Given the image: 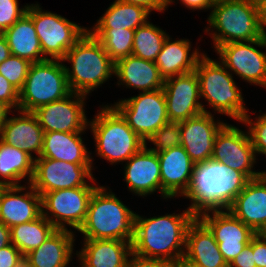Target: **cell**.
I'll list each match as a JSON object with an SVG mask.
<instances>
[{"label": "cell", "mask_w": 266, "mask_h": 267, "mask_svg": "<svg viewBox=\"0 0 266 267\" xmlns=\"http://www.w3.org/2000/svg\"><path fill=\"white\" fill-rule=\"evenodd\" d=\"M87 95L71 92L66 97L43 105L32 113L44 132H85L89 121L84 104Z\"/></svg>", "instance_id": "obj_16"}, {"label": "cell", "mask_w": 266, "mask_h": 267, "mask_svg": "<svg viewBox=\"0 0 266 267\" xmlns=\"http://www.w3.org/2000/svg\"><path fill=\"white\" fill-rule=\"evenodd\" d=\"M17 113L20 116L9 118L7 116L0 128V139L6 144L20 148L36 159L32 153L34 152L40 157L43 149V128L32 112L18 110Z\"/></svg>", "instance_id": "obj_24"}, {"label": "cell", "mask_w": 266, "mask_h": 267, "mask_svg": "<svg viewBox=\"0 0 266 267\" xmlns=\"http://www.w3.org/2000/svg\"><path fill=\"white\" fill-rule=\"evenodd\" d=\"M77 251L81 267H127L132 252L131 241L114 239H84Z\"/></svg>", "instance_id": "obj_25"}, {"label": "cell", "mask_w": 266, "mask_h": 267, "mask_svg": "<svg viewBox=\"0 0 266 267\" xmlns=\"http://www.w3.org/2000/svg\"><path fill=\"white\" fill-rule=\"evenodd\" d=\"M97 187L80 186L44 193L41 196L42 215L56 229L66 230L67 224L78 231L85 221L89 200Z\"/></svg>", "instance_id": "obj_11"}, {"label": "cell", "mask_w": 266, "mask_h": 267, "mask_svg": "<svg viewBox=\"0 0 266 267\" xmlns=\"http://www.w3.org/2000/svg\"><path fill=\"white\" fill-rule=\"evenodd\" d=\"M73 231L56 229L36 249L24 256V267H67L74 250Z\"/></svg>", "instance_id": "obj_26"}, {"label": "cell", "mask_w": 266, "mask_h": 267, "mask_svg": "<svg viewBox=\"0 0 266 267\" xmlns=\"http://www.w3.org/2000/svg\"><path fill=\"white\" fill-rule=\"evenodd\" d=\"M167 37L166 31L147 21L134 31L131 55L155 62Z\"/></svg>", "instance_id": "obj_34"}, {"label": "cell", "mask_w": 266, "mask_h": 267, "mask_svg": "<svg viewBox=\"0 0 266 267\" xmlns=\"http://www.w3.org/2000/svg\"><path fill=\"white\" fill-rule=\"evenodd\" d=\"M139 93L135 97L120 100L113 104V107L131 129L147 143L152 134L170 121L163 89Z\"/></svg>", "instance_id": "obj_10"}, {"label": "cell", "mask_w": 266, "mask_h": 267, "mask_svg": "<svg viewBox=\"0 0 266 267\" xmlns=\"http://www.w3.org/2000/svg\"><path fill=\"white\" fill-rule=\"evenodd\" d=\"M92 165H80L50 158L34 159V174L31 186L42 196L46 192L70 189L80 186H94L89 184L96 181L92 175ZM86 178H88L86 180Z\"/></svg>", "instance_id": "obj_13"}, {"label": "cell", "mask_w": 266, "mask_h": 267, "mask_svg": "<svg viewBox=\"0 0 266 267\" xmlns=\"http://www.w3.org/2000/svg\"><path fill=\"white\" fill-rule=\"evenodd\" d=\"M248 181L242 172L211 158L195 164L191 184L184 197L191 199L188 208L196 215L206 210H225Z\"/></svg>", "instance_id": "obj_2"}, {"label": "cell", "mask_w": 266, "mask_h": 267, "mask_svg": "<svg viewBox=\"0 0 266 267\" xmlns=\"http://www.w3.org/2000/svg\"><path fill=\"white\" fill-rule=\"evenodd\" d=\"M127 267H176V265L166 260L143 257L131 252Z\"/></svg>", "instance_id": "obj_42"}, {"label": "cell", "mask_w": 266, "mask_h": 267, "mask_svg": "<svg viewBox=\"0 0 266 267\" xmlns=\"http://www.w3.org/2000/svg\"><path fill=\"white\" fill-rule=\"evenodd\" d=\"M197 215L189 208L181 214L144 218L135 215L132 252L148 258H159L181 264L189 225Z\"/></svg>", "instance_id": "obj_1"}, {"label": "cell", "mask_w": 266, "mask_h": 267, "mask_svg": "<svg viewBox=\"0 0 266 267\" xmlns=\"http://www.w3.org/2000/svg\"><path fill=\"white\" fill-rule=\"evenodd\" d=\"M28 4L19 8L18 0H0V33L12 27L24 14Z\"/></svg>", "instance_id": "obj_39"}, {"label": "cell", "mask_w": 266, "mask_h": 267, "mask_svg": "<svg viewBox=\"0 0 266 267\" xmlns=\"http://www.w3.org/2000/svg\"><path fill=\"white\" fill-rule=\"evenodd\" d=\"M145 8L150 13L152 11L163 12L168 8L167 0H117Z\"/></svg>", "instance_id": "obj_45"}, {"label": "cell", "mask_w": 266, "mask_h": 267, "mask_svg": "<svg viewBox=\"0 0 266 267\" xmlns=\"http://www.w3.org/2000/svg\"><path fill=\"white\" fill-rule=\"evenodd\" d=\"M10 111L12 112V110L6 104L0 101V128L6 121L7 115L10 113Z\"/></svg>", "instance_id": "obj_49"}, {"label": "cell", "mask_w": 266, "mask_h": 267, "mask_svg": "<svg viewBox=\"0 0 266 267\" xmlns=\"http://www.w3.org/2000/svg\"><path fill=\"white\" fill-rule=\"evenodd\" d=\"M84 132H44L43 149L40 157L62 160L80 165H92V157L83 144Z\"/></svg>", "instance_id": "obj_28"}, {"label": "cell", "mask_w": 266, "mask_h": 267, "mask_svg": "<svg viewBox=\"0 0 266 267\" xmlns=\"http://www.w3.org/2000/svg\"><path fill=\"white\" fill-rule=\"evenodd\" d=\"M161 195L164 199L184 196L190 187L195 164L182 146L157 153Z\"/></svg>", "instance_id": "obj_19"}, {"label": "cell", "mask_w": 266, "mask_h": 267, "mask_svg": "<svg viewBox=\"0 0 266 267\" xmlns=\"http://www.w3.org/2000/svg\"><path fill=\"white\" fill-rule=\"evenodd\" d=\"M165 39L155 64L165 79L195 71L198 60L204 55L195 49L191 54V43L188 39L172 41Z\"/></svg>", "instance_id": "obj_29"}, {"label": "cell", "mask_w": 266, "mask_h": 267, "mask_svg": "<svg viewBox=\"0 0 266 267\" xmlns=\"http://www.w3.org/2000/svg\"><path fill=\"white\" fill-rule=\"evenodd\" d=\"M227 209L255 233H260L266 226V172L250 179Z\"/></svg>", "instance_id": "obj_23"}, {"label": "cell", "mask_w": 266, "mask_h": 267, "mask_svg": "<svg viewBox=\"0 0 266 267\" xmlns=\"http://www.w3.org/2000/svg\"><path fill=\"white\" fill-rule=\"evenodd\" d=\"M228 267H256L253 255V237L250 243L231 261Z\"/></svg>", "instance_id": "obj_43"}, {"label": "cell", "mask_w": 266, "mask_h": 267, "mask_svg": "<svg viewBox=\"0 0 266 267\" xmlns=\"http://www.w3.org/2000/svg\"><path fill=\"white\" fill-rule=\"evenodd\" d=\"M0 267H24V256L12 243L0 249Z\"/></svg>", "instance_id": "obj_41"}, {"label": "cell", "mask_w": 266, "mask_h": 267, "mask_svg": "<svg viewBox=\"0 0 266 267\" xmlns=\"http://www.w3.org/2000/svg\"><path fill=\"white\" fill-rule=\"evenodd\" d=\"M209 34L215 50L230 42L258 40L266 36L262 22L260 0H232L215 2L208 17ZM218 32V33H217Z\"/></svg>", "instance_id": "obj_3"}, {"label": "cell", "mask_w": 266, "mask_h": 267, "mask_svg": "<svg viewBox=\"0 0 266 267\" xmlns=\"http://www.w3.org/2000/svg\"><path fill=\"white\" fill-rule=\"evenodd\" d=\"M0 101L6 104L11 110L19 107V91L0 74Z\"/></svg>", "instance_id": "obj_40"}, {"label": "cell", "mask_w": 266, "mask_h": 267, "mask_svg": "<svg viewBox=\"0 0 266 267\" xmlns=\"http://www.w3.org/2000/svg\"><path fill=\"white\" fill-rule=\"evenodd\" d=\"M88 31L100 41L114 63L132 54L135 30L90 29Z\"/></svg>", "instance_id": "obj_35"}, {"label": "cell", "mask_w": 266, "mask_h": 267, "mask_svg": "<svg viewBox=\"0 0 266 267\" xmlns=\"http://www.w3.org/2000/svg\"><path fill=\"white\" fill-rule=\"evenodd\" d=\"M176 267H185V266L182 264H178V265H176Z\"/></svg>", "instance_id": "obj_54"}, {"label": "cell", "mask_w": 266, "mask_h": 267, "mask_svg": "<svg viewBox=\"0 0 266 267\" xmlns=\"http://www.w3.org/2000/svg\"><path fill=\"white\" fill-rule=\"evenodd\" d=\"M114 74L119 79L118 85L139 89L141 92L163 89L164 78L155 62L147 61L133 55L115 63Z\"/></svg>", "instance_id": "obj_27"}, {"label": "cell", "mask_w": 266, "mask_h": 267, "mask_svg": "<svg viewBox=\"0 0 266 267\" xmlns=\"http://www.w3.org/2000/svg\"><path fill=\"white\" fill-rule=\"evenodd\" d=\"M97 155L112 164L126 162L137 153L145 141L127 124L122 115L111 105H105L89 121Z\"/></svg>", "instance_id": "obj_6"}, {"label": "cell", "mask_w": 266, "mask_h": 267, "mask_svg": "<svg viewBox=\"0 0 266 267\" xmlns=\"http://www.w3.org/2000/svg\"><path fill=\"white\" fill-rule=\"evenodd\" d=\"M232 1V0H215V2Z\"/></svg>", "instance_id": "obj_53"}, {"label": "cell", "mask_w": 266, "mask_h": 267, "mask_svg": "<svg viewBox=\"0 0 266 267\" xmlns=\"http://www.w3.org/2000/svg\"><path fill=\"white\" fill-rule=\"evenodd\" d=\"M30 65L31 63L28 60L11 55L0 64V74L20 91L26 80Z\"/></svg>", "instance_id": "obj_36"}, {"label": "cell", "mask_w": 266, "mask_h": 267, "mask_svg": "<svg viewBox=\"0 0 266 267\" xmlns=\"http://www.w3.org/2000/svg\"><path fill=\"white\" fill-rule=\"evenodd\" d=\"M27 13L33 20L43 57L49 60H62L88 30L57 13L43 11L38 3L29 5Z\"/></svg>", "instance_id": "obj_9"}, {"label": "cell", "mask_w": 266, "mask_h": 267, "mask_svg": "<svg viewBox=\"0 0 266 267\" xmlns=\"http://www.w3.org/2000/svg\"><path fill=\"white\" fill-rule=\"evenodd\" d=\"M34 174V159L20 148L6 144L0 139V184L19 186L27 177L30 183Z\"/></svg>", "instance_id": "obj_31"}, {"label": "cell", "mask_w": 266, "mask_h": 267, "mask_svg": "<svg viewBox=\"0 0 266 267\" xmlns=\"http://www.w3.org/2000/svg\"><path fill=\"white\" fill-rule=\"evenodd\" d=\"M154 148H148L153 152H162L173 147L181 146V128L179 123L169 122L152 134L148 139Z\"/></svg>", "instance_id": "obj_37"}, {"label": "cell", "mask_w": 266, "mask_h": 267, "mask_svg": "<svg viewBox=\"0 0 266 267\" xmlns=\"http://www.w3.org/2000/svg\"><path fill=\"white\" fill-rule=\"evenodd\" d=\"M71 93L62 60L31 63L26 80L19 91L18 110L33 112Z\"/></svg>", "instance_id": "obj_8"}, {"label": "cell", "mask_w": 266, "mask_h": 267, "mask_svg": "<svg viewBox=\"0 0 266 267\" xmlns=\"http://www.w3.org/2000/svg\"><path fill=\"white\" fill-rule=\"evenodd\" d=\"M195 72L200 98L204 97L214 111L241 122L248 110L232 73L220 61L212 60L206 54L198 60Z\"/></svg>", "instance_id": "obj_7"}, {"label": "cell", "mask_w": 266, "mask_h": 267, "mask_svg": "<svg viewBox=\"0 0 266 267\" xmlns=\"http://www.w3.org/2000/svg\"><path fill=\"white\" fill-rule=\"evenodd\" d=\"M266 48V36L258 40L230 42L215 51L220 62L246 82L266 88V53L254 47Z\"/></svg>", "instance_id": "obj_12"}, {"label": "cell", "mask_w": 266, "mask_h": 267, "mask_svg": "<svg viewBox=\"0 0 266 267\" xmlns=\"http://www.w3.org/2000/svg\"><path fill=\"white\" fill-rule=\"evenodd\" d=\"M11 56V51L7 40L2 33H0V64Z\"/></svg>", "instance_id": "obj_48"}, {"label": "cell", "mask_w": 266, "mask_h": 267, "mask_svg": "<svg viewBox=\"0 0 266 267\" xmlns=\"http://www.w3.org/2000/svg\"><path fill=\"white\" fill-rule=\"evenodd\" d=\"M163 92L170 122L179 123L203 112L211 113L199 102V80L195 71L165 79Z\"/></svg>", "instance_id": "obj_17"}, {"label": "cell", "mask_w": 266, "mask_h": 267, "mask_svg": "<svg viewBox=\"0 0 266 267\" xmlns=\"http://www.w3.org/2000/svg\"><path fill=\"white\" fill-rule=\"evenodd\" d=\"M248 113L243 117L242 123L248 124V134L254 148L255 154L266 156V113L256 117L253 121Z\"/></svg>", "instance_id": "obj_38"}, {"label": "cell", "mask_w": 266, "mask_h": 267, "mask_svg": "<svg viewBox=\"0 0 266 267\" xmlns=\"http://www.w3.org/2000/svg\"><path fill=\"white\" fill-rule=\"evenodd\" d=\"M218 121V122H217ZM215 121L211 113H201L179 122L181 128V146L194 163L205 162L212 158L215 136L226 124Z\"/></svg>", "instance_id": "obj_18"}, {"label": "cell", "mask_w": 266, "mask_h": 267, "mask_svg": "<svg viewBox=\"0 0 266 267\" xmlns=\"http://www.w3.org/2000/svg\"><path fill=\"white\" fill-rule=\"evenodd\" d=\"M65 66L71 92L87 95L114 75L115 63L103 48L100 41L88 30L67 51L62 62ZM72 70V71H71Z\"/></svg>", "instance_id": "obj_5"}, {"label": "cell", "mask_w": 266, "mask_h": 267, "mask_svg": "<svg viewBox=\"0 0 266 267\" xmlns=\"http://www.w3.org/2000/svg\"><path fill=\"white\" fill-rule=\"evenodd\" d=\"M174 0H167V5L173 3ZM187 8L193 10L212 9L215 0H180Z\"/></svg>", "instance_id": "obj_46"}, {"label": "cell", "mask_w": 266, "mask_h": 267, "mask_svg": "<svg viewBox=\"0 0 266 267\" xmlns=\"http://www.w3.org/2000/svg\"><path fill=\"white\" fill-rule=\"evenodd\" d=\"M181 264L185 267H228L214 235L198 217L188 227Z\"/></svg>", "instance_id": "obj_21"}, {"label": "cell", "mask_w": 266, "mask_h": 267, "mask_svg": "<svg viewBox=\"0 0 266 267\" xmlns=\"http://www.w3.org/2000/svg\"><path fill=\"white\" fill-rule=\"evenodd\" d=\"M212 159L242 172L249 180L258 178L262 171H254L256 154L248 132L225 124L215 136Z\"/></svg>", "instance_id": "obj_14"}, {"label": "cell", "mask_w": 266, "mask_h": 267, "mask_svg": "<svg viewBox=\"0 0 266 267\" xmlns=\"http://www.w3.org/2000/svg\"><path fill=\"white\" fill-rule=\"evenodd\" d=\"M225 211L224 209L206 210L199 213L197 217L212 232L221 254L229 265L250 243L256 233L228 209ZM210 212L212 213L210 214Z\"/></svg>", "instance_id": "obj_15"}, {"label": "cell", "mask_w": 266, "mask_h": 267, "mask_svg": "<svg viewBox=\"0 0 266 267\" xmlns=\"http://www.w3.org/2000/svg\"><path fill=\"white\" fill-rule=\"evenodd\" d=\"M11 244L10 228L0 221V249Z\"/></svg>", "instance_id": "obj_47"}, {"label": "cell", "mask_w": 266, "mask_h": 267, "mask_svg": "<svg viewBox=\"0 0 266 267\" xmlns=\"http://www.w3.org/2000/svg\"><path fill=\"white\" fill-rule=\"evenodd\" d=\"M27 185L5 186L0 194V221L9 228L31 222L42 215L41 195L30 183ZM26 188L29 191L22 193Z\"/></svg>", "instance_id": "obj_20"}, {"label": "cell", "mask_w": 266, "mask_h": 267, "mask_svg": "<svg viewBox=\"0 0 266 267\" xmlns=\"http://www.w3.org/2000/svg\"><path fill=\"white\" fill-rule=\"evenodd\" d=\"M149 14L141 6L115 0L91 29L136 30L147 22Z\"/></svg>", "instance_id": "obj_32"}, {"label": "cell", "mask_w": 266, "mask_h": 267, "mask_svg": "<svg viewBox=\"0 0 266 267\" xmlns=\"http://www.w3.org/2000/svg\"><path fill=\"white\" fill-rule=\"evenodd\" d=\"M261 10H262V22L265 29L266 26V0H260Z\"/></svg>", "instance_id": "obj_50"}, {"label": "cell", "mask_w": 266, "mask_h": 267, "mask_svg": "<svg viewBox=\"0 0 266 267\" xmlns=\"http://www.w3.org/2000/svg\"><path fill=\"white\" fill-rule=\"evenodd\" d=\"M4 185L3 184H0V194H1V192H2V190L4 189Z\"/></svg>", "instance_id": "obj_52"}, {"label": "cell", "mask_w": 266, "mask_h": 267, "mask_svg": "<svg viewBox=\"0 0 266 267\" xmlns=\"http://www.w3.org/2000/svg\"><path fill=\"white\" fill-rule=\"evenodd\" d=\"M260 234L266 239V226L261 230Z\"/></svg>", "instance_id": "obj_51"}, {"label": "cell", "mask_w": 266, "mask_h": 267, "mask_svg": "<svg viewBox=\"0 0 266 267\" xmlns=\"http://www.w3.org/2000/svg\"><path fill=\"white\" fill-rule=\"evenodd\" d=\"M124 169L129 191L143 197L157 190L161 194L159 158L156 152L148 149L147 143L127 160Z\"/></svg>", "instance_id": "obj_22"}, {"label": "cell", "mask_w": 266, "mask_h": 267, "mask_svg": "<svg viewBox=\"0 0 266 267\" xmlns=\"http://www.w3.org/2000/svg\"><path fill=\"white\" fill-rule=\"evenodd\" d=\"M106 187L98 186L88 204L86 218L79 232L84 239L131 241L134 237L135 215Z\"/></svg>", "instance_id": "obj_4"}, {"label": "cell", "mask_w": 266, "mask_h": 267, "mask_svg": "<svg viewBox=\"0 0 266 267\" xmlns=\"http://www.w3.org/2000/svg\"><path fill=\"white\" fill-rule=\"evenodd\" d=\"M56 228L43 215L39 218L10 228L11 243L23 256L39 247Z\"/></svg>", "instance_id": "obj_33"}, {"label": "cell", "mask_w": 266, "mask_h": 267, "mask_svg": "<svg viewBox=\"0 0 266 267\" xmlns=\"http://www.w3.org/2000/svg\"><path fill=\"white\" fill-rule=\"evenodd\" d=\"M253 255L256 267H266V239L260 233L253 236Z\"/></svg>", "instance_id": "obj_44"}, {"label": "cell", "mask_w": 266, "mask_h": 267, "mask_svg": "<svg viewBox=\"0 0 266 267\" xmlns=\"http://www.w3.org/2000/svg\"><path fill=\"white\" fill-rule=\"evenodd\" d=\"M2 34L7 40L11 55L26 59L30 63L47 60L42 57L40 41L34 28L33 20L28 13L24 14Z\"/></svg>", "instance_id": "obj_30"}]
</instances>
